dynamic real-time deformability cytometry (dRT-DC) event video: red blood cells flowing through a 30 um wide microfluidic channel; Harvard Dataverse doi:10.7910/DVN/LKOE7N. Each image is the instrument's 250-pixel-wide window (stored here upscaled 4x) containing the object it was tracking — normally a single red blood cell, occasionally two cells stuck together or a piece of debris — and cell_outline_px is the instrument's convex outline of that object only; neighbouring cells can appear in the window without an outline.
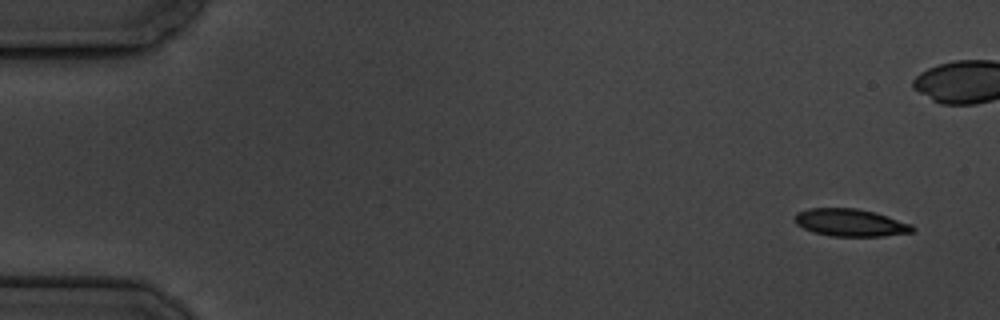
{"species": "common noctule bat (a hibernating species)", "species_latin": "Nyctalus noctula", "temperature_condition": "cold", "stored_images_in_passage": 6, "camera_frame_rate_fps": 3000, "um_per_image_px": 0.085, "animal": {"sex": "male", "body_mass_g": 19.5, "forearm_length_mm": 54.6}, "frame": {"image": 1, "passage_image": 1, "time_ms": 0.0, "image_size_px": [1000, 320], "cell_outline_px": [[916, 228], [912, 232], [884, 236], [832, 236], [812, 232], [796, 224], [796, 212], [808, 208], [856, 208], [876, 212], [912, 224]], "centroid_in_image_um": [72.3, 18.92], "position_along_channel_um": 12.7, "area_um2": 18.9}}